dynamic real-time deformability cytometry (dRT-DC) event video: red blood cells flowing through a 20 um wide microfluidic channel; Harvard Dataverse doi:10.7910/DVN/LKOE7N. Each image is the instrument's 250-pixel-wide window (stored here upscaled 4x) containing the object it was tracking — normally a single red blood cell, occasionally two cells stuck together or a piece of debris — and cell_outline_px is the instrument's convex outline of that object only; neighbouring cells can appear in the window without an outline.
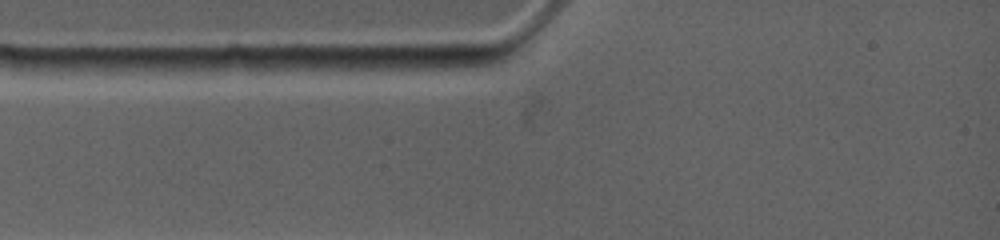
{"species": "common noctule bat (a hibernating species)", "species_latin": "Nyctalus noctula", "temperature_condition": "warm", "stored_images_in_passage": 1, "camera_frame_rate_fps": 4500, "um_per_image_px": 0.085, "animal": {"sex": "female", "body_mass_g": 19.0, "forearm_length_mm": 53.3}, "frame": {"image": 1, "passage_image": 1, "time_ms": 0.0, "image_size_px": [1000, 240], "cell_outline_px": [[196, 68], [184, 76], [104, 76], [60, 68], [52, 60], [52, 56], [92, 56], [180, 60], [192, 64]], "centroid_in_image_um": [10.54, 5.62], "position_along_channel_um": 74.5, "area_um2": 16.42}}